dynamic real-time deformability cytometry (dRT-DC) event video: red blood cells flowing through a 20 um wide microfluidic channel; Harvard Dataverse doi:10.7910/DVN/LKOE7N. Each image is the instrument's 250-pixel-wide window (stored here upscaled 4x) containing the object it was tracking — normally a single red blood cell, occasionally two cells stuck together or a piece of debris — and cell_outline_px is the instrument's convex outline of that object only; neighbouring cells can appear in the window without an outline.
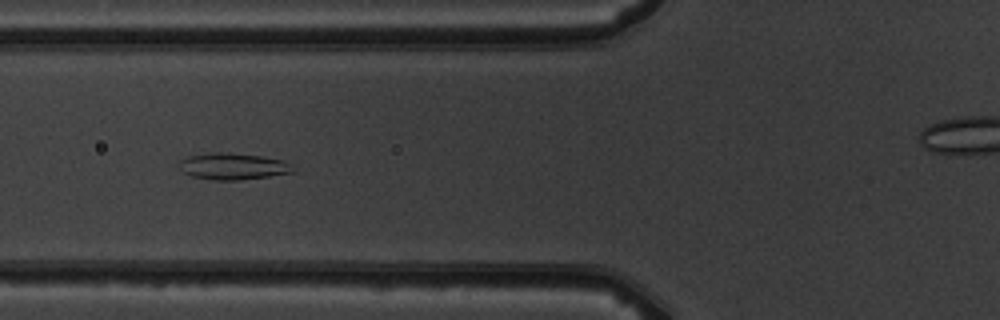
{"species": "common noctule bat (a hibernating species)", "species_latin": "Nyctalus noctula", "temperature_condition": "warm", "stored_images_in_passage": 8, "camera_frame_rate_fps": 3000, "um_per_image_px": 0.085, "animal": {"sex": "male", "body_mass_g": 19.5, "forearm_length_mm": 54.6}, "frame": {"image": 1, "passage_image": 6, "time_ms": 5.667, "image_size_px": [1000, 320], "cell_outline_px": [[296, 172], [240, 180], [212, 180], [192, 176], [184, 172], [180, 168], [180, 160], [188, 156], [212, 152], [220, 152], [260, 156], [284, 160]], "centroid_in_image_um": [19.79, 14.14], "position_along_channel_um": 106.0, "area_um2": 17.4}}
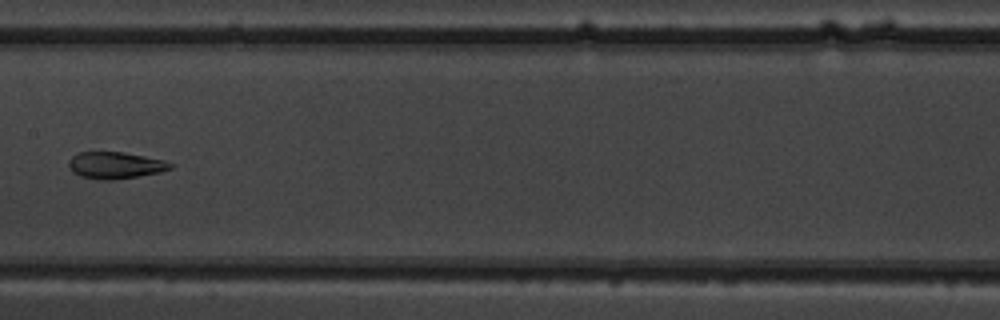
{"frame": {"image": 2, "passage_image": 8, "time_ms": 8.0, "image_size_px": [1000, 320], "cell_outline_px": [[172, 168], [160, 172], [136, 176], [108, 180], [100, 180], [80, 176], [72, 172], [68, 168], [68, 160], [76, 152], [124, 152], [164, 160], [172, 164]], "centroid_in_image_um": [9.74, 14.04], "position_along_channel_um": 197.7, "area_um2": 15.84}}